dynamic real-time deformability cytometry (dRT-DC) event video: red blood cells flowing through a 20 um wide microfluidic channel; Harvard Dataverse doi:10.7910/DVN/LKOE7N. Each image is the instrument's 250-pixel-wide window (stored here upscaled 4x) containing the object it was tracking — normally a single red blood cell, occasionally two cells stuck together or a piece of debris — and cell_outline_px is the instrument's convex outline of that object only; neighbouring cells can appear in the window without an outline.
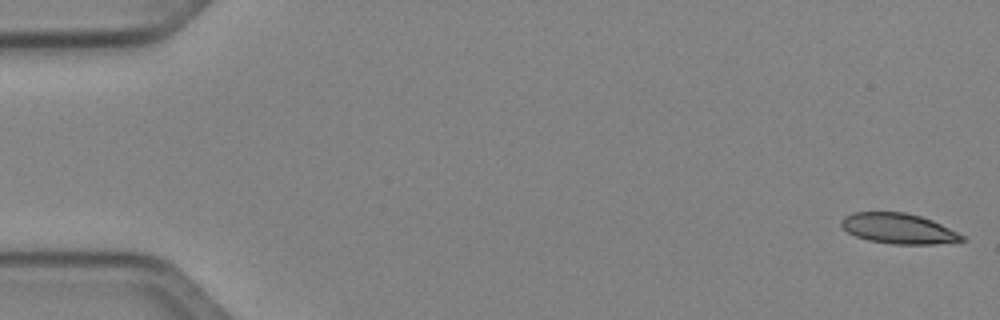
{"species": "Egyptian fruit bat (a non-hibernating species)", "species_latin": "Rousettus aegyptiacus", "temperature_condition": "cold", "stored_images_in_passage": 50, "camera_frame_rate_fps": 3000, "um_per_image_px": 0.085, "animal": {"sex": "female"}, "frame": {"image": 1, "passage_image": 1, "time_ms": 0.0, "image_size_px": [1000, 320], "cell_outline_px": [[968, 240], [936, 244], [892, 244], [868, 240], [856, 236], [848, 232], [840, 224], [840, 220], [844, 216], [852, 212], [904, 212], [920, 216], [932, 220], [964, 236]], "centroid_in_image_um": [76.35, 19.42], "position_along_channel_um": 8.7, "area_um2": 21.27}}
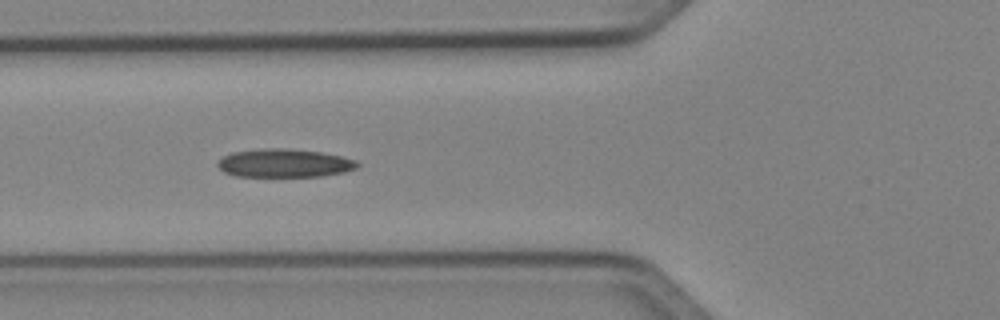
{"frame": {"image": 2, "passage_image": 19, "time_ms": 6.0, "image_size_px": [1000, 320], "cell_outline_px": [[360, 164], [356, 168], [344, 172], [320, 176], [236, 176], [224, 172], [216, 164], [224, 156], [232, 152], [264, 148], [284, 148], [320, 152], [344, 156], [356, 160]], "centroid_in_image_um": [24.19, 13.86], "position_along_channel_um": 101.6, "area_um2": 23.0}}
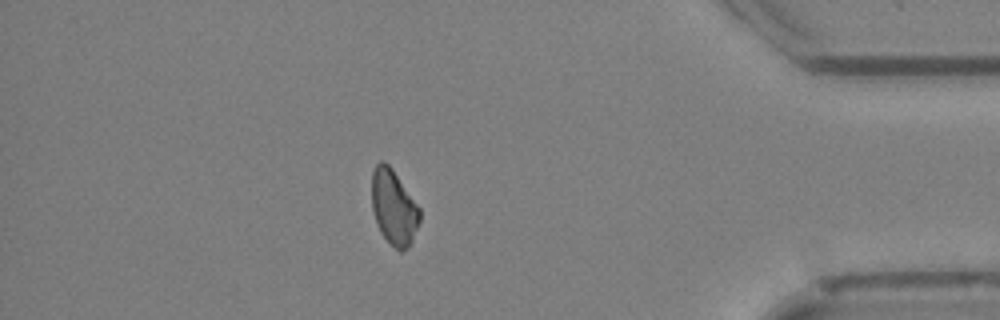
{"frame": {"image": 3, "passage_image": 44, "time_ms": 14.333, "image_size_px": [1000, 320], "cell_outline_px": [[420, 220], [412, 240], [408, 248], [400, 252], [380, 232], [372, 208], [372, 172], [376, 164], [380, 160], [384, 160], [392, 168], [420, 208]], "centroid_in_image_um": [33.47, 17.59], "position_along_channel_um": 401.7, "area_um2": 20.81}}